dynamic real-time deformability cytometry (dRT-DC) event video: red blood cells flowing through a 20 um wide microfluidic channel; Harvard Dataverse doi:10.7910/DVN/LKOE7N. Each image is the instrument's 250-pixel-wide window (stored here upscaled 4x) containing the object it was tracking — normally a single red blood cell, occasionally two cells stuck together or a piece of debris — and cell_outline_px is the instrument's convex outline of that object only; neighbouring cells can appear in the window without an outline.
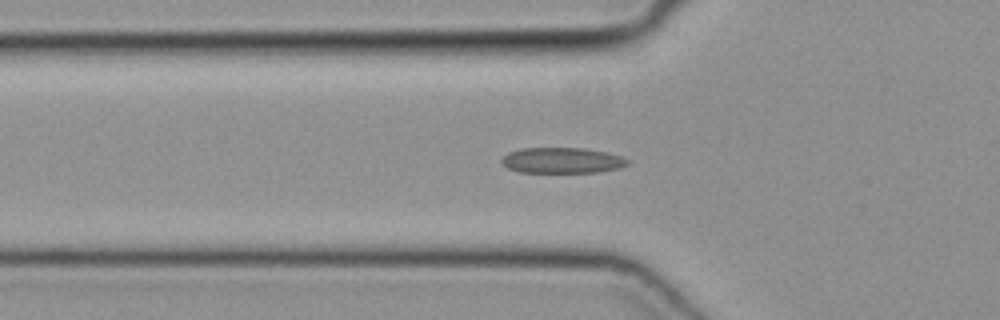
{"species": "common noctule bat (a hibernating species)", "species_latin": "Nyctalus noctula", "temperature_condition": "cold", "stored_images_in_passage": 45, "camera_frame_rate_fps": 3000, "um_per_image_px": 0.085, "animal": {"sex": "female", "body_mass_g": 19.3, "forearm_length_mm": 54.1}, "frame": {"image": 1, "passage_image": 18, "time_ms": 5.667, "image_size_px": [1000, 320], "cell_outline_px": [[628, 164], [620, 168], [600, 172], [520, 172], [508, 168], [500, 164], [500, 160], [508, 152], [520, 148], [584, 148], [608, 152], [620, 156], [628, 160]], "centroid_in_image_um": [47.75, 13.63], "position_along_channel_um": 78.0, "area_um2": 18.96}}
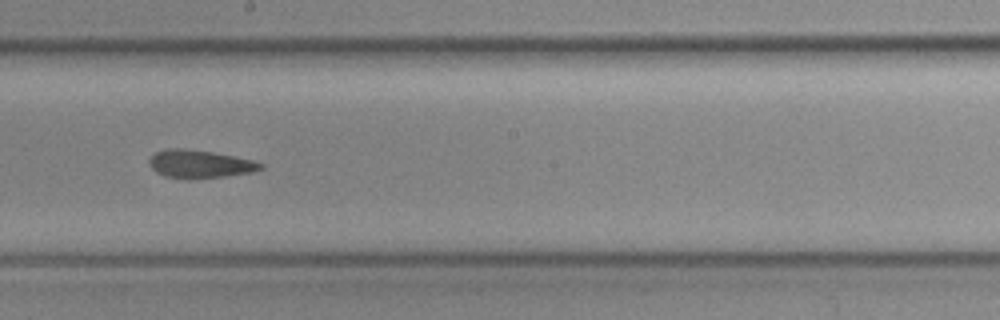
{"frame": {"image": 2, "passage_image": 29, "time_ms": 9.333, "image_size_px": [1000, 320], "cell_outline_px": [[264, 168], [252, 172], [224, 176], [188, 180], [164, 176], [156, 172], [148, 164], [148, 160], [156, 152], [168, 148], [180, 148], [212, 152], [252, 160], [264, 164]], "centroid_in_image_um": [16.95, 13.96], "position_along_channel_um": 231.2, "area_um2": 18.21}}
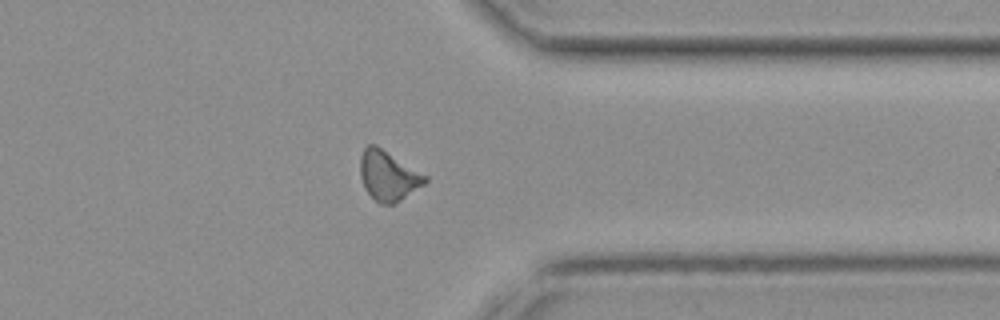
{"frame": {"image": 3, "passage_image": 40, "time_ms": 13.0, "image_size_px": [1000, 320], "cell_outline_px": [[428, 180], [424, 184], [400, 200], [392, 204], [380, 204], [364, 188], [360, 176], [360, 156], [364, 148], [368, 144], [376, 144], [428, 176]], "centroid_in_image_um": [32.99, 14.91], "position_along_channel_um": 378.4, "area_um2": 18.79}}